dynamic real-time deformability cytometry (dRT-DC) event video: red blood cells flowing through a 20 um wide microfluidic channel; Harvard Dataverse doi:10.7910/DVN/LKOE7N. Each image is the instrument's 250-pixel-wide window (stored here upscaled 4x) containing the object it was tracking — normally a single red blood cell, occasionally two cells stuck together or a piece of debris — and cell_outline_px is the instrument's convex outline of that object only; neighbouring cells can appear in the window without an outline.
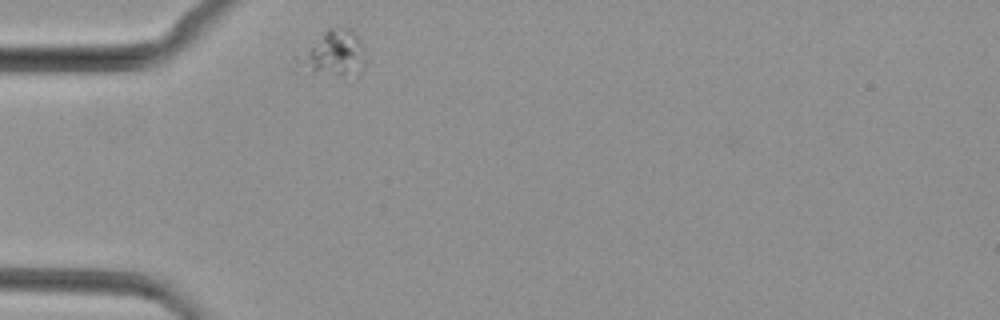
{"species": "common noctule bat (a hibernating species)", "species_latin": "Nyctalus noctula", "temperature_condition": "cold", "stored_images_in_passage": 29, "camera_frame_rate_fps": 3000, "um_per_image_px": 0.085, "animal": {"sex": "female", "body_mass_g": 29.2, "forearm_length_mm": 56.3}, "frame": {"image": 1, "passage_image": 1, "time_ms": 0.0, "image_size_px": [1000, 320], "cell_outline_px": [[364, 64], [360, 76], [340, 76], [296, 72], [288, 68], [288, 64], [328, 28], [352, 28], [356, 32], [360, 40], [364, 60]], "centroid_in_image_um": [28.21, 4.65], "position_along_channel_um": 56.8, "area_um2": 19.07}}
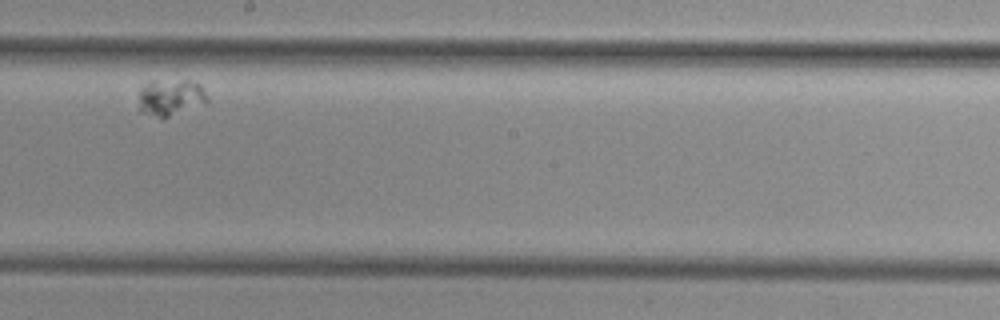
{"frame": {"image": 2, "passage_image": 17, "time_ms": 5.333, "image_size_px": [1000, 320], "cell_outline_px": [[208, 100], [204, 104], [168, 116], [160, 116], [140, 112], [140, 88], [152, 80], [188, 80], [200, 84], [208, 96]], "centroid_in_image_um": [14.53, 8.24], "position_along_channel_um": 233.7, "area_um2": 14.33}}
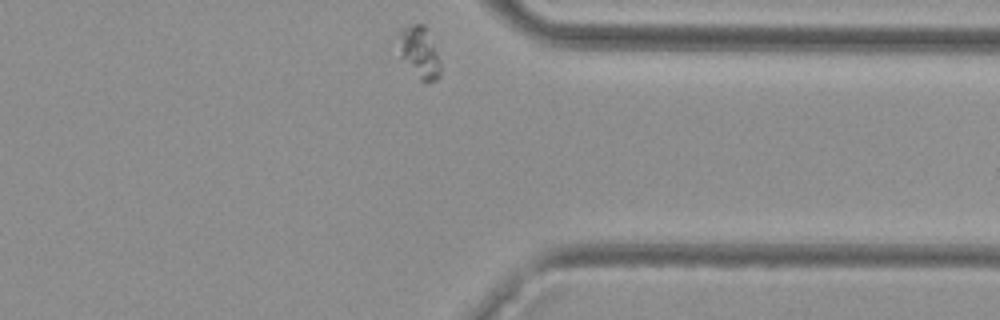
{"frame": {"image": 3, "passage_image": 29, "time_ms": 9.333, "image_size_px": [1000, 320], "cell_outline_px": [[440, 76], [436, 80], [424, 84], [420, 80], [400, 56], [400, 28], [404, 24], [424, 24], [436, 52], [440, 64]], "centroid_in_image_um": [35.65, 4.46], "position_along_channel_um": 375.8, "area_um2": 12.37}}